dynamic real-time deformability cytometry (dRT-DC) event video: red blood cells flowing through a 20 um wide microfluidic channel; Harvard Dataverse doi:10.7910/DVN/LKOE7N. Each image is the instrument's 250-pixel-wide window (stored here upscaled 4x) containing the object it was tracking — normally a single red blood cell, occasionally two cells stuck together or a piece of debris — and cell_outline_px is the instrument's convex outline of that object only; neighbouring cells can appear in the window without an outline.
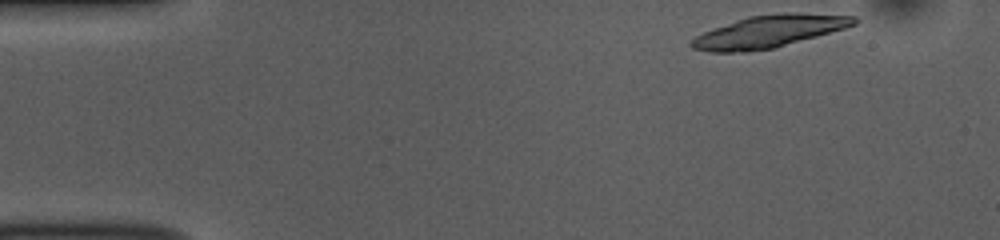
{"species": "common noctule bat (a hibernating species)", "species_latin": "Nyctalus noctula", "temperature_condition": "room temperature", "stored_images_in_passage": 14, "camera_frame_rate_fps": 3000, "um_per_image_px": 0.085, "animal": {"sex": "female", "body_mass_g": 10.0, "forearm_length_mm": 53.1}, "frame": {"image": 1, "passage_image": 1, "time_ms": 0.0, "image_size_px": [1000, 240], "cell_outline_px": [[860, 20], [856, 24], [844, 28], [816, 36], [772, 48], [744, 52], [708, 52], [692, 48], [688, 44], [696, 36], [704, 32], [748, 16], [784, 12], [788, 12], [856, 16]], "centroid_in_image_um": [65.36, 2.67], "position_along_channel_um": 19.6, "area_um2": 30.17}}